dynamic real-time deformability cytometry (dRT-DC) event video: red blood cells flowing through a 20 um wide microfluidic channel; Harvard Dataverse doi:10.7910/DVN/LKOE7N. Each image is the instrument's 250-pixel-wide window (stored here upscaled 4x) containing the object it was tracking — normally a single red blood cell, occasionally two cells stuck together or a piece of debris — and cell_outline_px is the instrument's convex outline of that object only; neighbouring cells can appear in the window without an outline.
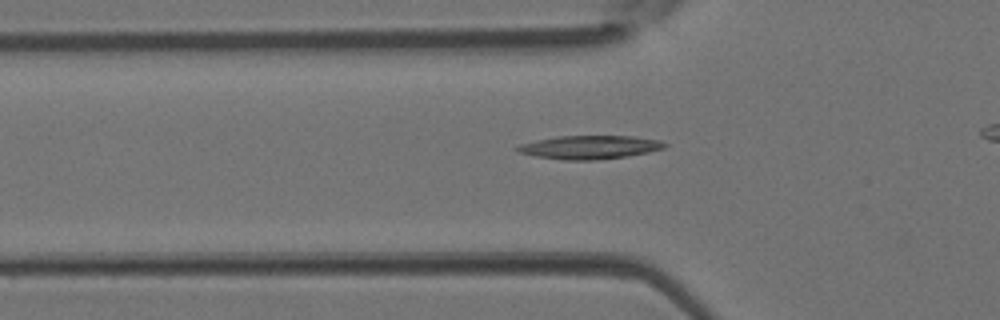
{"species": "Egyptian fruit bat (a non-hibernating species)", "species_latin": "Rousettus aegyptiacus", "temperature_condition": "room temperature", "stored_images_in_passage": 25, "camera_frame_rate_fps": 3000, "um_per_image_px": 0.085, "animal": {"sex": "female"}, "frame": {"image": 1, "passage_image": 2, "time_ms": 0.333, "image_size_px": [1000, 320], "cell_outline_px": [[668, 144], [664, 148], [648, 152], [628, 156], [596, 160], [564, 160], [536, 156], [520, 152], [512, 148], [520, 144], [536, 140], [556, 136], [636, 136], [660, 140]], "centroid_in_image_um": [50.13, 12.51], "position_along_channel_um": 75.7, "area_um2": 20.23}}
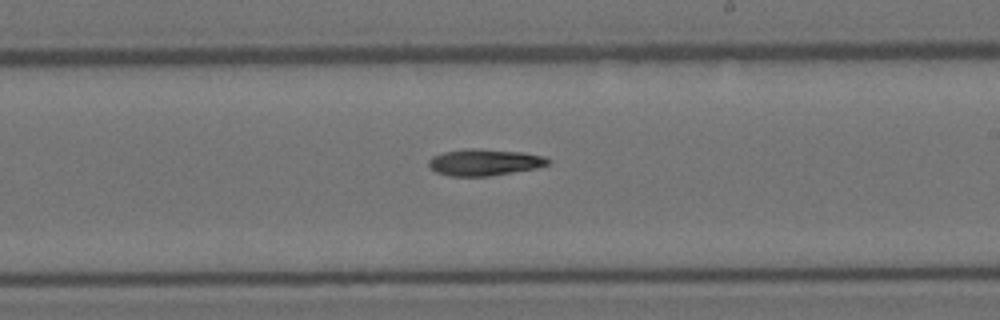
{"frame": {"image": 2, "passage_image": 13, "time_ms": 4.0, "image_size_px": [1000, 320], "cell_outline_px": [[552, 164], [536, 168], [488, 176], [452, 176], [436, 172], [428, 164], [428, 160], [432, 156], [444, 152], [464, 148], [472, 148], [524, 152], [544, 156], [552, 160]], "centroid_in_image_um": [41.21, 13.78], "position_along_channel_um": 247.8, "area_um2": 18.55}}
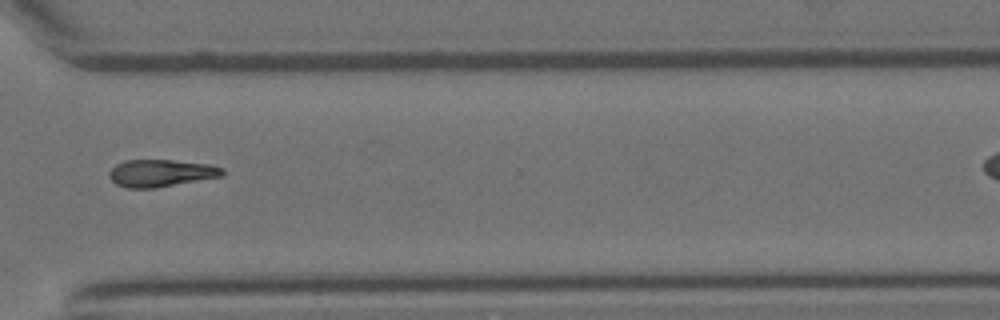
{"frame": {"image": 3, "passage_image": 20, "time_ms": 6.333, "image_size_px": [1000, 320], "cell_outline_px": [[224, 176], [156, 188], [128, 188], [116, 184], [108, 176], [108, 172], [116, 164], [124, 160], [172, 160], [208, 164], [224, 168]], "centroid_in_image_um": [13.68, 14.71], "position_along_channel_um": 356.9, "area_um2": 18.09}}